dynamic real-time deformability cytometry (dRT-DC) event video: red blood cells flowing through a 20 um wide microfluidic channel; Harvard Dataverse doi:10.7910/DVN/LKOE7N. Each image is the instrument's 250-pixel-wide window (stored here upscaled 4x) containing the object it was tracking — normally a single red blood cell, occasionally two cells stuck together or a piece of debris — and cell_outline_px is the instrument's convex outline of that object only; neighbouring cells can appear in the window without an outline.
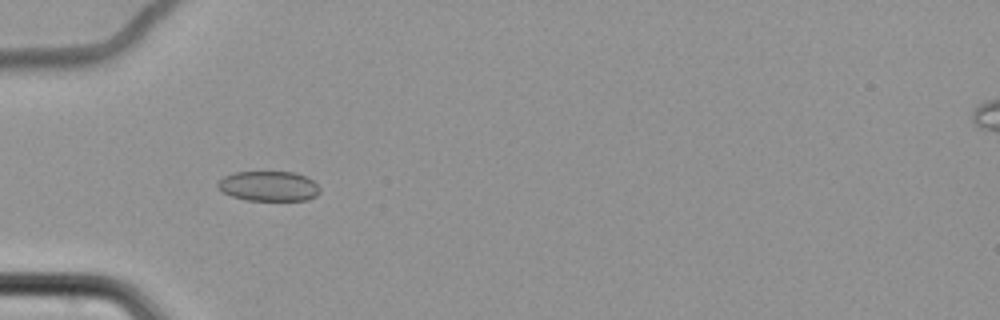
{"species": "common noctule bat (a hibernating species)", "species_latin": "Nyctalus noctula", "temperature_condition": "cold", "stored_images_in_passage": 65, "camera_frame_rate_fps": 3000, "um_per_image_px": 0.085, "animal": {"sex": "female", "body_mass_g": 22.7, "forearm_length_mm": 54.2}, "frame": {"image": 1, "passage_image": 24, "time_ms": 7.667, "image_size_px": [1000, 320], "cell_outline_px": [[320, 192], [316, 196], [308, 200], [248, 200], [232, 196], [220, 192], [216, 188], [216, 184], [224, 176], [236, 172], [296, 172], [312, 180], [320, 188]], "centroid_in_image_um": [22.82, 15.82], "position_along_channel_um": 62.2, "area_um2": 17.92}}
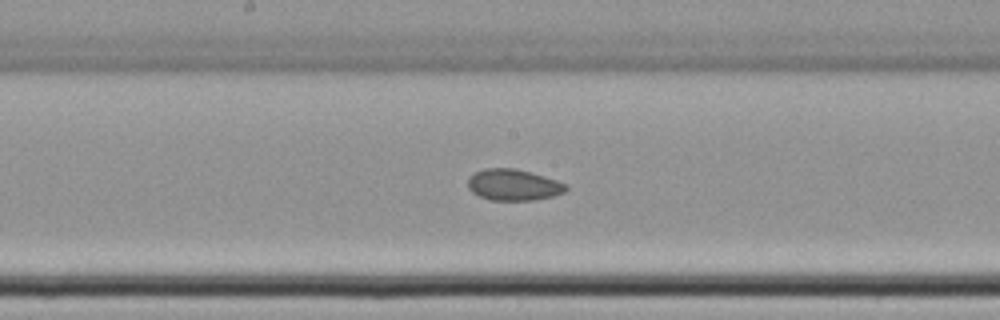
{"frame": {"image": 2, "passage_image": 37, "time_ms": 12.0, "image_size_px": [1000, 320], "cell_outline_px": [[568, 188], [564, 192], [552, 196], [536, 200], [492, 200], [480, 196], [472, 192], [468, 188], [468, 176], [484, 168], [516, 168], [532, 172], [568, 184]], "centroid_in_image_um": [43.65, 15.7], "position_along_channel_um": 204.6, "area_um2": 17.98}}
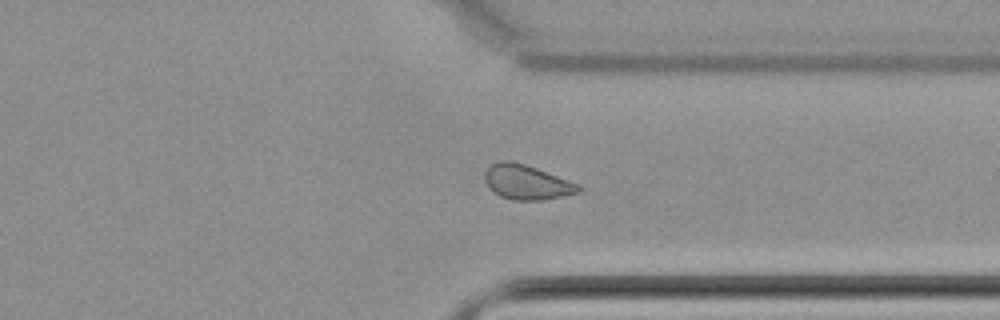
{"frame": {"image": 3, "passage_image": 51, "time_ms": 16.667, "image_size_px": [1000, 320], "cell_outline_px": [[584, 188], [580, 192], [564, 196], [544, 200], [516, 200], [500, 196], [488, 188], [484, 180], [484, 172], [492, 164], [500, 160], [508, 160], [524, 164], [536, 168], [580, 184]], "centroid_in_image_um": [44.79, 15.49], "position_along_channel_um": 366.6, "area_um2": 19.07}, "authors_computed_cell_mechanics": {"area_um2": 19.1318, "velocity_mm_per_s": 3.4589, "shape_relaxation_time_tau1_ms": null, "shape_relaxation_time_tau2_ms": 6.8325, "deformation_change_tau1": null, "deformation_change_tau2": 0.0918}}